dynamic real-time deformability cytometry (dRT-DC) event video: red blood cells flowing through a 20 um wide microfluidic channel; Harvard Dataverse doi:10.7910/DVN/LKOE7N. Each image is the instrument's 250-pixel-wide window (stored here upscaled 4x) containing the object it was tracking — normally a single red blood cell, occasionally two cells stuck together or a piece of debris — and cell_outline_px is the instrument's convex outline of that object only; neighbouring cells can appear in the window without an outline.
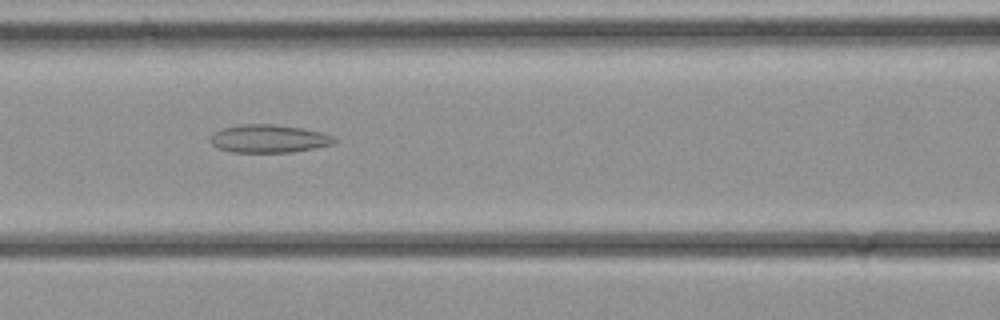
{"species": "common noctule bat (a hibernating species)", "species_latin": "Nyctalus noctula", "temperature_condition": "cold", "stored_images_in_passage": 35, "camera_frame_rate_fps": 3000, "um_per_image_px": 0.085, "animal": {"sex": "female", "body_mass_g": 21.9}, "frame": {"image": 1, "passage_image": 15, "time_ms": 4.667, "image_size_px": [1000, 320], "cell_outline_px": [[340, 140], [336, 144], [292, 152], [232, 152], [216, 148], [212, 144], [212, 136], [216, 132], [224, 128], [240, 124], [272, 124], [300, 128], [320, 132], [332, 136]], "centroid_in_image_um": [22.9, 11.8], "position_along_channel_um": 143.7, "area_um2": 20.11}}
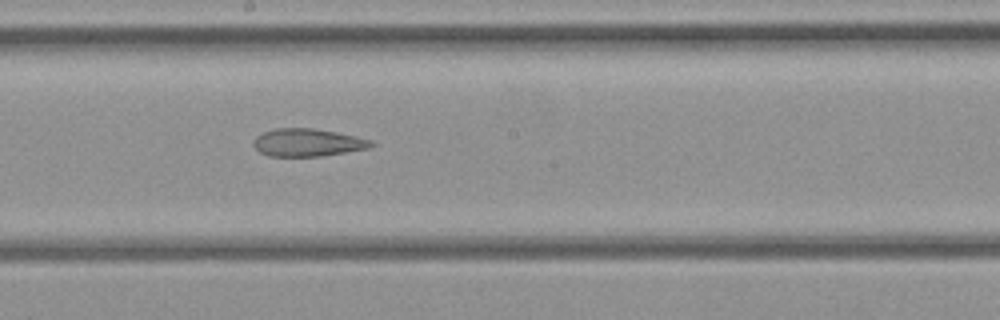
{"frame": {"image": 2, "passage_image": 19, "time_ms": 6.0, "image_size_px": [1000, 320], "cell_outline_px": [[376, 144], [368, 148], [320, 156], [268, 156], [260, 152], [252, 144], [252, 140], [256, 136], [264, 132], [276, 128], [312, 128], [336, 132], [356, 136], [372, 140]], "centroid_in_image_um": [26.13, 12.11], "position_along_channel_um": 222.1, "area_um2": 18.96}}
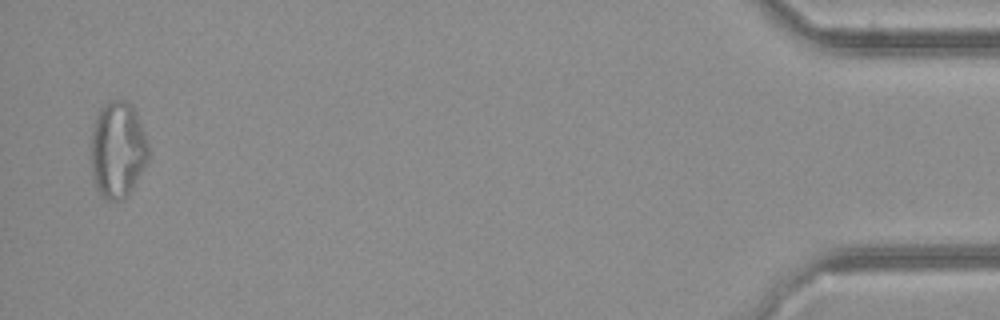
{"frame": {"image": 3, "passage_image": 34, "time_ms": 11.0, "image_size_px": [1000, 320], "cell_outline_px": [[148, 164], [132, 188], [124, 196], [116, 200], [104, 200], [100, 196], [96, 188], [92, 176], [92, 128], [96, 116], [100, 108], [108, 100], [128, 100], [132, 104], [136, 112], [148, 144]], "centroid_in_image_um": [10.0, 12.71], "position_along_channel_um": 425.2, "area_um2": 32.37}}